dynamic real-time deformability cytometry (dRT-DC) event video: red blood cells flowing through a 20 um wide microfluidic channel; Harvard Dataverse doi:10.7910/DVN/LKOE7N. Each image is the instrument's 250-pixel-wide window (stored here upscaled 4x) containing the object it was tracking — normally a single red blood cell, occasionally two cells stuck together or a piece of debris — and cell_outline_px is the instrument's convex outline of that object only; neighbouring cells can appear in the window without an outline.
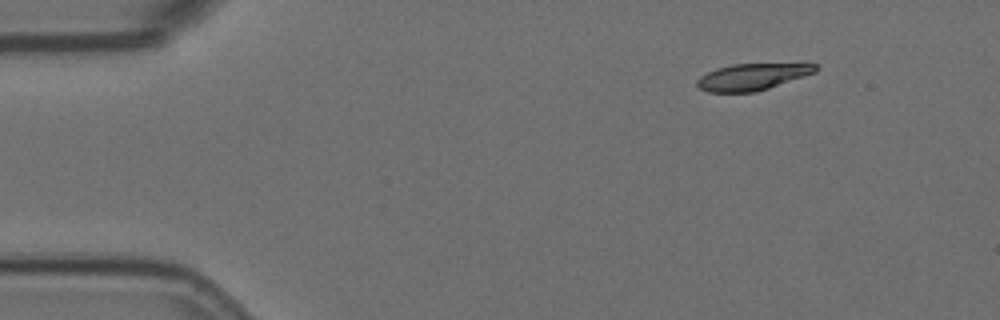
{"species": "Egyptian fruit bat (a non-hibernating species)", "species_latin": "Rousettus aegyptiacus", "temperature_condition": "room temperature", "stored_images_in_passage": 5, "camera_frame_rate_fps": 3000, "um_per_image_px": 0.085, "animal": {"sex": "female"}, "frame": {"image": 1, "passage_image": 1, "time_ms": 0.0, "image_size_px": [1000, 320], "cell_outline_px": [[820, 68], [816, 72], [756, 92], [708, 92], [700, 88], [696, 84], [696, 80], [700, 76], [716, 68], [732, 64], [816, 64]], "centroid_in_image_um": [63.92, 6.53], "position_along_channel_um": 21.1, "area_um2": 18.21}}
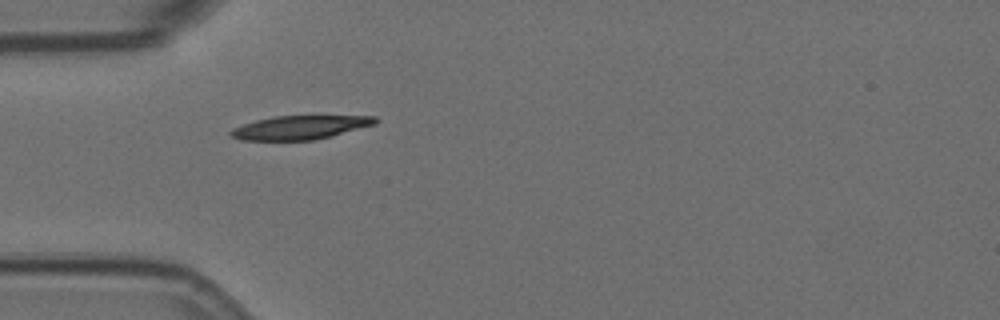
{"frame": {"image": 2, "passage_image": 4, "time_ms": 1.0, "image_size_px": [1000, 320], "cell_outline_px": [[380, 120], [376, 124], [312, 140], [240, 140], [232, 136], [228, 132], [232, 128], [256, 120], [276, 116], [376, 116]], "centroid_in_image_um": [25.49, 10.83], "position_along_channel_um": 59.5, "area_um2": 19.71}}
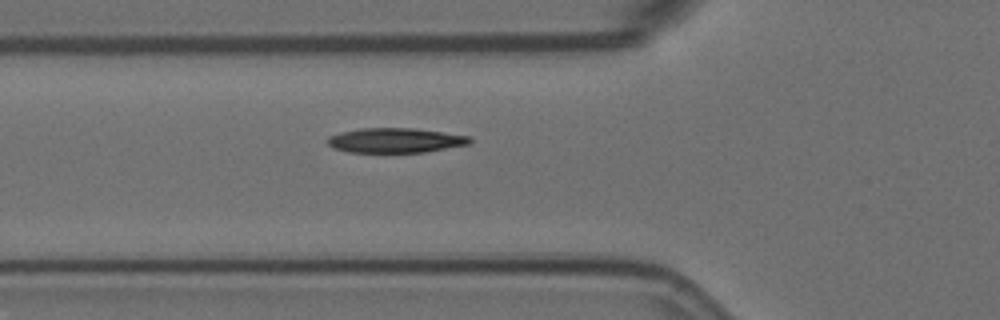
{"frame": {"image": 3, "passage_image": 5, "time_ms": 1.333, "image_size_px": [1000, 320], "cell_outline_px": [[472, 140], [468, 144], [424, 152], [348, 152], [336, 148], [328, 144], [324, 140], [328, 136], [340, 132], [360, 128], [416, 128], [472, 136]], "centroid_in_image_um": [33.59, 11.92], "position_along_channel_um": 92.2, "area_um2": 20.58}}